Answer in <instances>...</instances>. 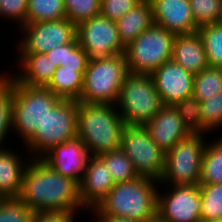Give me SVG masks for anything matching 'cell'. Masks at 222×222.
<instances>
[{"mask_svg":"<svg viewBox=\"0 0 222 222\" xmlns=\"http://www.w3.org/2000/svg\"><path fill=\"white\" fill-rule=\"evenodd\" d=\"M18 198L34 213L63 212L77 215L86 210L81 203L79 184L57 173L41 158L30 157ZM77 212V213H76Z\"/></svg>","mask_w":222,"mask_h":222,"instance_id":"obj_1","label":"cell"},{"mask_svg":"<svg viewBox=\"0 0 222 222\" xmlns=\"http://www.w3.org/2000/svg\"><path fill=\"white\" fill-rule=\"evenodd\" d=\"M157 184V185H156ZM156 179L139 176L128 182L115 183L108 195L91 210L95 216L124 217L146 222L157 213Z\"/></svg>","mask_w":222,"mask_h":222,"instance_id":"obj_2","label":"cell"},{"mask_svg":"<svg viewBox=\"0 0 222 222\" xmlns=\"http://www.w3.org/2000/svg\"><path fill=\"white\" fill-rule=\"evenodd\" d=\"M124 126L116 105L77 101V137L91 156L119 149Z\"/></svg>","mask_w":222,"mask_h":222,"instance_id":"obj_3","label":"cell"},{"mask_svg":"<svg viewBox=\"0 0 222 222\" xmlns=\"http://www.w3.org/2000/svg\"><path fill=\"white\" fill-rule=\"evenodd\" d=\"M128 73L125 54L90 59L79 102L116 105Z\"/></svg>","mask_w":222,"mask_h":222,"instance_id":"obj_4","label":"cell"},{"mask_svg":"<svg viewBox=\"0 0 222 222\" xmlns=\"http://www.w3.org/2000/svg\"><path fill=\"white\" fill-rule=\"evenodd\" d=\"M46 87H32L14 78L12 122L14 133L23 144L40 127L47 114L61 101Z\"/></svg>","mask_w":222,"mask_h":222,"instance_id":"obj_5","label":"cell"},{"mask_svg":"<svg viewBox=\"0 0 222 222\" xmlns=\"http://www.w3.org/2000/svg\"><path fill=\"white\" fill-rule=\"evenodd\" d=\"M162 106L151 74L127 73L116 103L125 124L146 125Z\"/></svg>","mask_w":222,"mask_h":222,"instance_id":"obj_6","label":"cell"},{"mask_svg":"<svg viewBox=\"0 0 222 222\" xmlns=\"http://www.w3.org/2000/svg\"><path fill=\"white\" fill-rule=\"evenodd\" d=\"M206 135L190 133L165 154V169L159 185H199Z\"/></svg>","mask_w":222,"mask_h":222,"instance_id":"obj_7","label":"cell"},{"mask_svg":"<svg viewBox=\"0 0 222 222\" xmlns=\"http://www.w3.org/2000/svg\"><path fill=\"white\" fill-rule=\"evenodd\" d=\"M76 137L77 100L62 99L24 143L25 150L33 155L26 158H41L52 147Z\"/></svg>","mask_w":222,"mask_h":222,"instance_id":"obj_8","label":"cell"},{"mask_svg":"<svg viewBox=\"0 0 222 222\" xmlns=\"http://www.w3.org/2000/svg\"><path fill=\"white\" fill-rule=\"evenodd\" d=\"M175 34L153 25L125 46L128 72L151 74L172 58Z\"/></svg>","mask_w":222,"mask_h":222,"instance_id":"obj_9","label":"cell"},{"mask_svg":"<svg viewBox=\"0 0 222 222\" xmlns=\"http://www.w3.org/2000/svg\"><path fill=\"white\" fill-rule=\"evenodd\" d=\"M120 149L132 161L138 176L159 181L165 169V153L152 140L145 125L125 124Z\"/></svg>","mask_w":222,"mask_h":222,"instance_id":"obj_10","label":"cell"},{"mask_svg":"<svg viewBox=\"0 0 222 222\" xmlns=\"http://www.w3.org/2000/svg\"><path fill=\"white\" fill-rule=\"evenodd\" d=\"M17 29L21 33L17 53H47L76 38V25L68 18L25 24Z\"/></svg>","mask_w":222,"mask_h":222,"instance_id":"obj_11","label":"cell"},{"mask_svg":"<svg viewBox=\"0 0 222 222\" xmlns=\"http://www.w3.org/2000/svg\"><path fill=\"white\" fill-rule=\"evenodd\" d=\"M76 37L89 60L125 52L116 23L101 14L78 24Z\"/></svg>","mask_w":222,"mask_h":222,"instance_id":"obj_12","label":"cell"},{"mask_svg":"<svg viewBox=\"0 0 222 222\" xmlns=\"http://www.w3.org/2000/svg\"><path fill=\"white\" fill-rule=\"evenodd\" d=\"M165 186L164 193L158 188L157 213L169 222H201L199 185Z\"/></svg>","mask_w":222,"mask_h":222,"instance_id":"obj_13","label":"cell"},{"mask_svg":"<svg viewBox=\"0 0 222 222\" xmlns=\"http://www.w3.org/2000/svg\"><path fill=\"white\" fill-rule=\"evenodd\" d=\"M90 156L82 139L76 137L52 147L41 159L57 173L79 184L87 168Z\"/></svg>","mask_w":222,"mask_h":222,"instance_id":"obj_14","label":"cell"},{"mask_svg":"<svg viewBox=\"0 0 222 222\" xmlns=\"http://www.w3.org/2000/svg\"><path fill=\"white\" fill-rule=\"evenodd\" d=\"M151 76L163 105H174L193 94L194 74L172 59L163 63Z\"/></svg>","mask_w":222,"mask_h":222,"instance_id":"obj_15","label":"cell"},{"mask_svg":"<svg viewBox=\"0 0 222 222\" xmlns=\"http://www.w3.org/2000/svg\"><path fill=\"white\" fill-rule=\"evenodd\" d=\"M115 185L108 167L99 156H90L83 178L79 183L82 206L90 213Z\"/></svg>","mask_w":222,"mask_h":222,"instance_id":"obj_16","label":"cell"},{"mask_svg":"<svg viewBox=\"0 0 222 222\" xmlns=\"http://www.w3.org/2000/svg\"><path fill=\"white\" fill-rule=\"evenodd\" d=\"M154 24L175 35L192 34L198 27L189 0H150Z\"/></svg>","mask_w":222,"mask_h":222,"instance_id":"obj_17","label":"cell"},{"mask_svg":"<svg viewBox=\"0 0 222 222\" xmlns=\"http://www.w3.org/2000/svg\"><path fill=\"white\" fill-rule=\"evenodd\" d=\"M152 140L165 154L175 144L191 132L183 124L180 115L173 105H163L159 112L146 125Z\"/></svg>","mask_w":222,"mask_h":222,"instance_id":"obj_18","label":"cell"},{"mask_svg":"<svg viewBox=\"0 0 222 222\" xmlns=\"http://www.w3.org/2000/svg\"><path fill=\"white\" fill-rule=\"evenodd\" d=\"M11 147L0 145V197L17 198L22 187V178L30 159ZM21 154V156H20ZM26 160V161H25Z\"/></svg>","mask_w":222,"mask_h":222,"instance_id":"obj_19","label":"cell"},{"mask_svg":"<svg viewBox=\"0 0 222 222\" xmlns=\"http://www.w3.org/2000/svg\"><path fill=\"white\" fill-rule=\"evenodd\" d=\"M19 72L12 73L22 84L32 87H46L56 70L55 64L46 53H17ZM22 69V70H21ZM21 70V71H20ZM19 73V74H18Z\"/></svg>","mask_w":222,"mask_h":222,"instance_id":"obj_20","label":"cell"},{"mask_svg":"<svg viewBox=\"0 0 222 222\" xmlns=\"http://www.w3.org/2000/svg\"><path fill=\"white\" fill-rule=\"evenodd\" d=\"M171 59L193 74L200 73L209 66L204 46L198 32L176 35Z\"/></svg>","mask_w":222,"mask_h":222,"instance_id":"obj_21","label":"cell"},{"mask_svg":"<svg viewBox=\"0 0 222 222\" xmlns=\"http://www.w3.org/2000/svg\"><path fill=\"white\" fill-rule=\"evenodd\" d=\"M119 38L124 46L154 25L150 0H142L116 22Z\"/></svg>","mask_w":222,"mask_h":222,"instance_id":"obj_22","label":"cell"},{"mask_svg":"<svg viewBox=\"0 0 222 222\" xmlns=\"http://www.w3.org/2000/svg\"><path fill=\"white\" fill-rule=\"evenodd\" d=\"M85 70L59 66L46 88L61 99L78 100L83 90Z\"/></svg>","mask_w":222,"mask_h":222,"instance_id":"obj_23","label":"cell"},{"mask_svg":"<svg viewBox=\"0 0 222 222\" xmlns=\"http://www.w3.org/2000/svg\"><path fill=\"white\" fill-rule=\"evenodd\" d=\"M210 141L203 154L199 185L222 183V138Z\"/></svg>","mask_w":222,"mask_h":222,"instance_id":"obj_24","label":"cell"},{"mask_svg":"<svg viewBox=\"0 0 222 222\" xmlns=\"http://www.w3.org/2000/svg\"><path fill=\"white\" fill-rule=\"evenodd\" d=\"M14 91V76L12 72L0 73V145H5L8 133L13 130L12 99ZM11 130V131H10Z\"/></svg>","mask_w":222,"mask_h":222,"instance_id":"obj_25","label":"cell"},{"mask_svg":"<svg viewBox=\"0 0 222 222\" xmlns=\"http://www.w3.org/2000/svg\"><path fill=\"white\" fill-rule=\"evenodd\" d=\"M66 18L64 0H28L26 24Z\"/></svg>","mask_w":222,"mask_h":222,"instance_id":"obj_26","label":"cell"},{"mask_svg":"<svg viewBox=\"0 0 222 222\" xmlns=\"http://www.w3.org/2000/svg\"><path fill=\"white\" fill-rule=\"evenodd\" d=\"M197 32L201 37L208 65L222 67V24L204 25Z\"/></svg>","mask_w":222,"mask_h":222,"instance_id":"obj_27","label":"cell"},{"mask_svg":"<svg viewBox=\"0 0 222 222\" xmlns=\"http://www.w3.org/2000/svg\"><path fill=\"white\" fill-rule=\"evenodd\" d=\"M222 90V67L208 66L200 73L194 74L192 96L200 102L212 97Z\"/></svg>","mask_w":222,"mask_h":222,"instance_id":"obj_28","label":"cell"},{"mask_svg":"<svg viewBox=\"0 0 222 222\" xmlns=\"http://www.w3.org/2000/svg\"><path fill=\"white\" fill-rule=\"evenodd\" d=\"M99 157L108 167L114 183L128 182L139 177L133 168L132 161L120 148L101 154Z\"/></svg>","mask_w":222,"mask_h":222,"instance_id":"obj_29","label":"cell"},{"mask_svg":"<svg viewBox=\"0 0 222 222\" xmlns=\"http://www.w3.org/2000/svg\"><path fill=\"white\" fill-rule=\"evenodd\" d=\"M201 195L200 221L222 218V183L199 185Z\"/></svg>","mask_w":222,"mask_h":222,"instance_id":"obj_30","label":"cell"},{"mask_svg":"<svg viewBox=\"0 0 222 222\" xmlns=\"http://www.w3.org/2000/svg\"><path fill=\"white\" fill-rule=\"evenodd\" d=\"M200 103L202 133L209 134L222 129V90Z\"/></svg>","mask_w":222,"mask_h":222,"instance_id":"obj_31","label":"cell"},{"mask_svg":"<svg viewBox=\"0 0 222 222\" xmlns=\"http://www.w3.org/2000/svg\"><path fill=\"white\" fill-rule=\"evenodd\" d=\"M196 26L220 23L222 18V0H189Z\"/></svg>","mask_w":222,"mask_h":222,"instance_id":"obj_32","label":"cell"},{"mask_svg":"<svg viewBox=\"0 0 222 222\" xmlns=\"http://www.w3.org/2000/svg\"><path fill=\"white\" fill-rule=\"evenodd\" d=\"M173 106L191 133H202L201 103L198 99L191 96L176 102Z\"/></svg>","mask_w":222,"mask_h":222,"instance_id":"obj_33","label":"cell"},{"mask_svg":"<svg viewBox=\"0 0 222 222\" xmlns=\"http://www.w3.org/2000/svg\"><path fill=\"white\" fill-rule=\"evenodd\" d=\"M101 0H64L65 14L74 25L100 14Z\"/></svg>","mask_w":222,"mask_h":222,"instance_id":"obj_34","label":"cell"},{"mask_svg":"<svg viewBox=\"0 0 222 222\" xmlns=\"http://www.w3.org/2000/svg\"><path fill=\"white\" fill-rule=\"evenodd\" d=\"M34 212L17 198L0 199V222H31Z\"/></svg>","mask_w":222,"mask_h":222,"instance_id":"obj_35","label":"cell"},{"mask_svg":"<svg viewBox=\"0 0 222 222\" xmlns=\"http://www.w3.org/2000/svg\"><path fill=\"white\" fill-rule=\"evenodd\" d=\"M28 0H0V17L17 24L18 28L26 24Z\"/></svg>","mask_w":222,"mask_h":222,"instance_id":"obj_36","label":"cell"},{"mask_svg":"<svg viewBox=\"0 0 222 222\" xmlns=\"http://www.w3.org/2000/svg\"><path fill=\"white\" fill-rule=\"evenodd\" d=\"M142 0H101L100 14L116 22Z\"/></svg>","mask_w":222,"mask_h":222,"instance_id":"obj_37","label":"cell"},{"mask_svg":"<svg viewBox=\"0 0 222 222\" xmlns=\"http://www.w3.org/2000/svg\"><path fill=\"white\" fill-rule=\"evenodd\" d=\"M88 61L87 54L79 45L77 37L66 44V58L61 66L69 69H86Z\"/></svg>","mask_w":222,"mask_h":222,"instance_id":"obj_38","label":"cell"},{"mask_svg":"<svg viewBox=\"0 0 222 222\" xmlns=\"http://www.w3.org/2000/svg\"><path fill=\"white\" fill-rule=\"evenodd\" d=\"M77 216L72 213L63 212H36L31 222H76Z\"/></svg>","mask_w":222,"mask_h":222,"instance_id":"obj_39","label":"cell"},{"mask_svg":"<svg viewBox=\"0 0 222 222\" xmlns=\"http://www.w3.org/2000/svg\"><path fill=\"white\" fill-rule=\"evenodd\" d=\"M47 58L55 64L56 67L61 66L65 62L66 58V45L56 47L46 53Z\"/></svg>","mask_w":222,"mask_h":222,"instance_id":"obj_40","label":"cell"},{"mask_svg":"<svg viewBox=\"0 0 222 222\" xmlns=\"http://www.w3.org/2000/svg\"><path fill=\"white\" fill-rule=\"evenodd\" d=\"M92 217H97L93 219L96 222H140L124 217H115V216H92Z\"/></svg>","mask_w":222,"mask_h":222,"instance_id":"obj_41","label":"cell"},{"mask_svg":"<svg viewBox=\"0 0 222 222\" xmlns=\"http://www.w3.org/2000/svg\"><path fill=\"white\" fill-rule=\"evenodd\" d=\"M146 222H169L162 218L158 213H156L154 216L150 217Z\"/></svg>","mask_w":222,"mask_h":222,"instance_id":"obj_42","label":"cell"},{"mask_svg":"<svg viewBox=\"0 0 222 222\" xmlns=\"http://www.w3.org/2000/svg\"><path fill=\"white\" fill-rule=\"evenodd\" d=\"M206 222H222V218L210 220V221H206Z\"/></svg>","mask_w":222,"mask_h":222,"instance_id":"obj_43","label":"cell"}]
</instances>
